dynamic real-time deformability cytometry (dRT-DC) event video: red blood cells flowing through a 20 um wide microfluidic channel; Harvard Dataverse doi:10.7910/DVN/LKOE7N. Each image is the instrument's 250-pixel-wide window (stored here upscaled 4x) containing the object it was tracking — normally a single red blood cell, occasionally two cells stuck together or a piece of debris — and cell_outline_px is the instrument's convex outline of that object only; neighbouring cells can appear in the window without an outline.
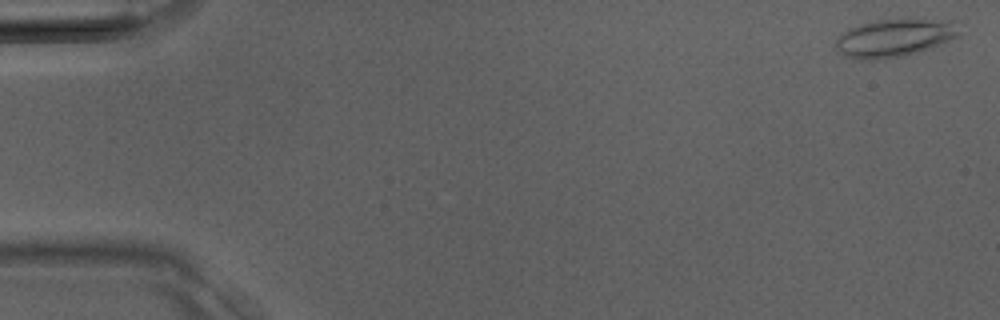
{"species": "Egyptian fruit bat (a non-hibernating species)", "species_latin": "Rousettus aegyptiacus", "temperature_condition": "room temperature", "stored_images_in_passage": 38, "camera_frame_rate_fps": 3000, "um_per_image_px": 0.085, "animal": {"sex": "male"}, "frame": {"image": 1, "passage_image": 1, "time_ms": 0.0, "image_size_px": [1000, 320], "cell_outline_px": [[960, 36], [928, 48], [904, 56], [872, 60], [860, 60], [844, 56], [836, 52], [836, 40], [848, 28], [860, 24], [876, 20], [908, 16], [944, 24], [960, 32]], "centroid_in_image_um": [75.85, 3.23], "position_along_channel_um": 9.1, "area_um2": 26.82}}
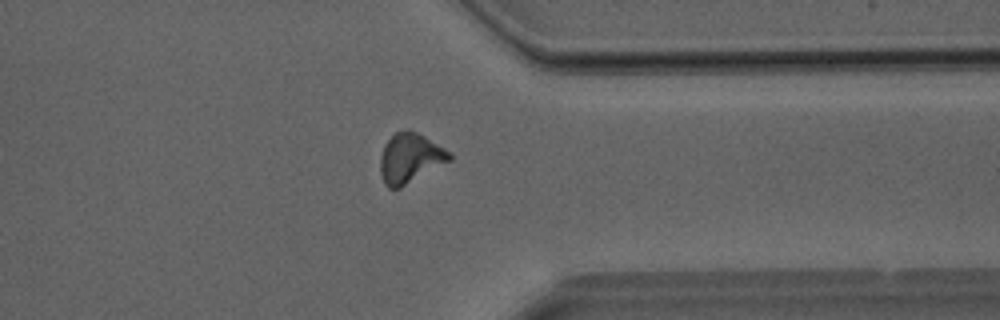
{"frame": {"image": 2, "passage_image": 30, "time_ms": 9.667, "image_size_px": [1000, 320], "cell_outline_px": [[452, 160], [400, 188], [388, 188], [384, 184], [380, 172], [380, 156], [384, 144], [396, 132], [404, 128], [408, 128], [424, 136], [452, 152]], "centroid_in_image_um": [34.86, 13.43], "position_along_channel_um": 376.5, "area_um2": 20.29}}
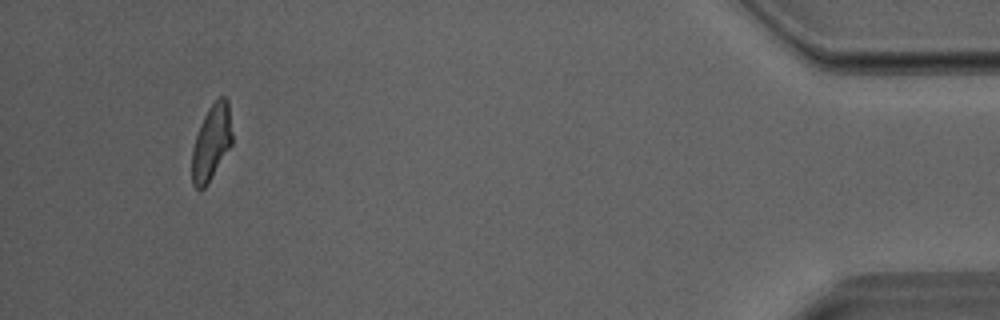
{"frame": {"image": 3, "passage_image": 36, "time_ms": 11.667, "image_size_px": [1000, 320], "cell_outline_px": [[232, 144], [208, 184], [200, 192], [192, 184], [192, 148], [200, 124], [208, 108], [220, 96], [224, 96], [228, 100], [232, 132]], "centroid_in_image_um": [17.97, 12.14], "position_along_channel_um": 417.2, "area_um2": 17.8}}